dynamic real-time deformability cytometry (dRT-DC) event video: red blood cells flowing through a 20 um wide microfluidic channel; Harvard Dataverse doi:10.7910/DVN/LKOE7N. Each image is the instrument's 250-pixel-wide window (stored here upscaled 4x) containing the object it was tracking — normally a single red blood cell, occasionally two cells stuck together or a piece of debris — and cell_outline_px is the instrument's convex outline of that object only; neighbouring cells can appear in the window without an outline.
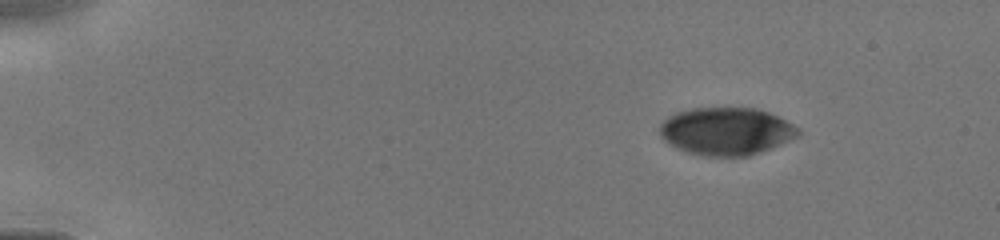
{"species": "human", "species_latin": "Homo sapiens", "temperature_condition": "cold", "stored_images_in_passage": 5, "camera_frame_rate_fps": 3000, "um_per_image_px": 0.085, "donor": {"sex": "male"}, "frame": {"image": 1, "passage_image": 1, "time_ms": 0.0, "image_size_px": [1000, 240], "cell_outline_px": [[800, 136], [760, 152], [748, 156], [704, 156], [688, 152], [676, 148], [668, 144], [660, 136], [660, 124], [668, 116], [676, 112], [692, 108], [756, 108], [768, 112], [800, 128]], "centroid_in_image_um": [61.71, 11.16], "position_along_channel_um": 23.3, "area_um2": 38.44}}
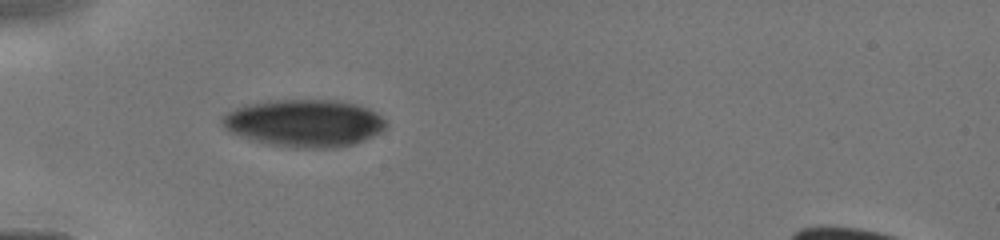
{"frame": {"image": 2, "passage_image": 4, "time_ms": 3.0, "image_size_px": [1000, 240], "cell_outline_px": [[388, 124], [380, 132], [364, 140], [352, 144], [336, 148], [292, 148], [268, 144], [252, 140], [228, 132], [220, 124], [220, 116], [244, 104], [268, 100], [336, 100], [356, 104], [380, 116]], "centroid_in_image_um": [25.78, 10.47], "position_along_channel_um": 59.2, "area_um2": 45.43}}